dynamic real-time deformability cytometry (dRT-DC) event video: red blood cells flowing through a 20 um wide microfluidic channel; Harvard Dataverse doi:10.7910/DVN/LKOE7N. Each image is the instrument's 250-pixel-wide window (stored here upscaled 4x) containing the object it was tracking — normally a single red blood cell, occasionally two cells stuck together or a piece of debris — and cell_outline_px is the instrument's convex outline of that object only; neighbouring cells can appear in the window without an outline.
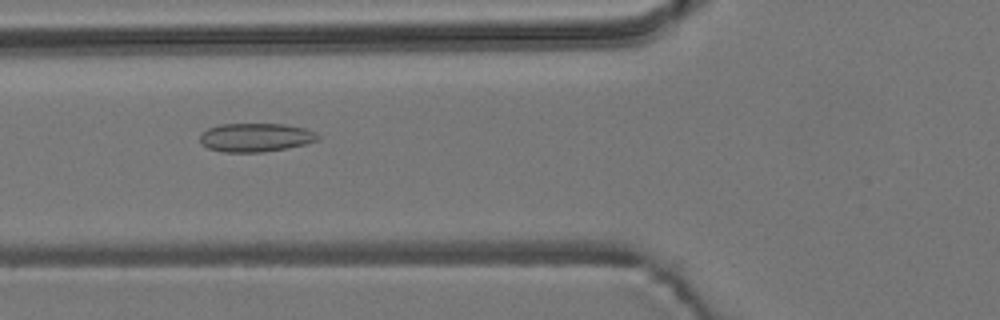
{"species": "common noctule bat (a hibernating species)", "species_latin": "Nyctalus noctula", "temperature_condition": "room temperature", "stored_images_in_passage": 39, "camera_frame_rate_fps": 3000, "um_per_image_px": 0.085, "animal": {"sex": "male", "body_mass_g": 19.2, "forearm_length_mm": 51.8}, "frame": {"image": 1, "passage_image": 7, "time_ms": 2.0, "image_size_px": [1000, 320], "cell_outline_px": [[320, 140], [288, 148], [264, 152], [224, 152], [208, 148], [200, 144], [200, 136], [208, 128], [220, 124], [284, 124], [304, 128], [316, 132], [320, 136]], "centroid_in_image_um": [21.75, 11.69], "position_along_channel_um": 104.1, "area_um2": 19.77}}
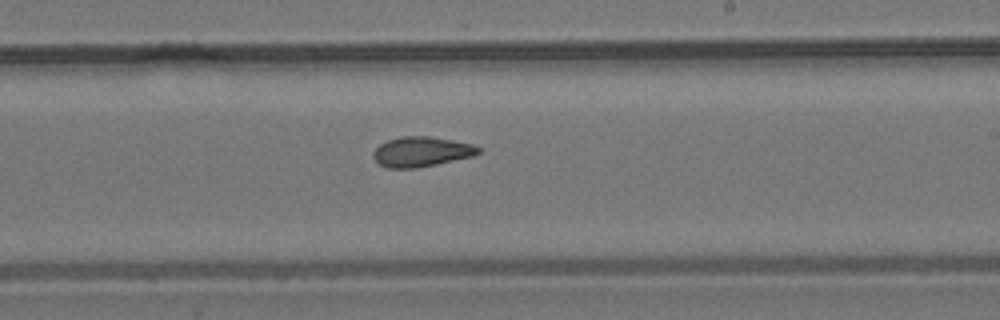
{"frame": {"image": 2, "passage_image": 19, "time_ms": 6.0, "image_size_px": [1000, 320], "cell_outline_px": [[484, 148], [480, 152], [472, 156], [436, 164], [416, 168], [384, 168], [372, 156], [372, 152], [380, 144], [388, 140], [400, 136], [432, 136], [472, 144]], "centroid_in_image_um": [35.82, 12.89], "position_along_channel_um": 253.2, "area_um2": 18.44}}
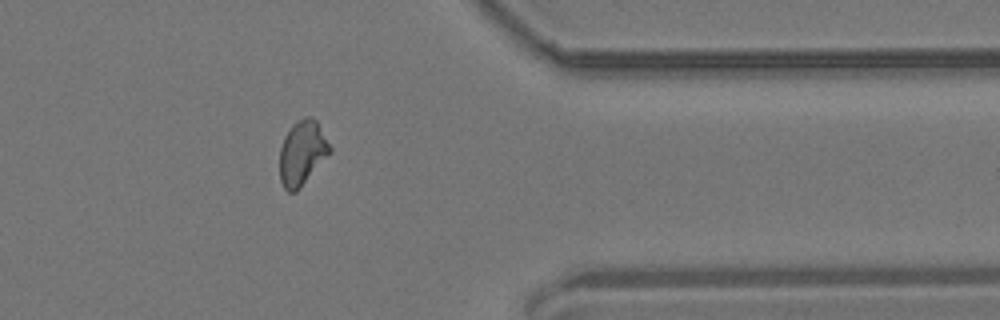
{"frame": {"image": 3, "passage_image": 31, "time_ms": 10.0, "image_size_px": [1000, 320], "cell_outline_px": [[332, 152], [296, 192], [288, 192], [284, 188], [280, 180], [280, 148], [284, 136], [292, 124], [296, 120], [304, 116], [312, 116], [316, 120], [332, 148]], "centroid_in_image_um": [25.69, 12.97], "position_along_channel_um": 385.7, "area_um2": 19.07}, "authors_computed_cell_mechanics": {"area_um2": 18.5538, "velocity_mm_per_s": 3.7173, "shape_relaxation_time_tau1_ms": null, "shape_relaxation_time_tau2_ms": 2.6547, "deformation_change_tau1": null, "deformation_change_tau2": 0.0856}}